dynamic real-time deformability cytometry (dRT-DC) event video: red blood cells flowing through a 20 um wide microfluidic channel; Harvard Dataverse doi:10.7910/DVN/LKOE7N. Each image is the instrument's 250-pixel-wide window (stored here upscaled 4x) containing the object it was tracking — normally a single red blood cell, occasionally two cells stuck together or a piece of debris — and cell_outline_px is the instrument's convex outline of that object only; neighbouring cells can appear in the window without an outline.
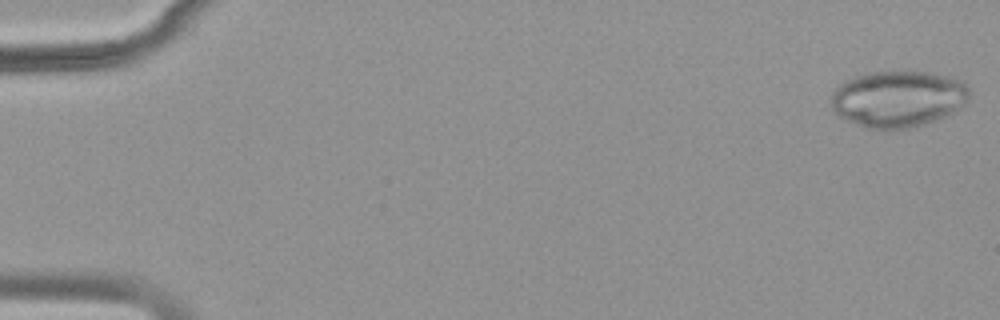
{"species": "common noctule bat (a hibernating species)", "species_latin": "Nyctalus noctula", "temperature_condition": "warm", "stored_images_in_passage": 51, "camera_frame_rate_fps": 3000, "um_per_image_px": 0.085, "animal": {"sex": "female", "body_mass_g": 18.4}, "frame": {"image": 1, "passage_image": 1, "time_ms": 0.0, "image_size_px": [1000, 320], "cell_outline_px": [[968, 96], [964, 104], [960, 108], [936, 120], [912, 128], [868, 128], [856, 124], [840, 116], [832, 108], [832, 92], [844, 80], [868, 72], [904, 68], [908, 68], [932, 72], [964, 80], [968, 88]], "centroid_in_image_um": [76.36, 8.33], "position_along_channel_um": 8.6, "area_um2": 46.24}}
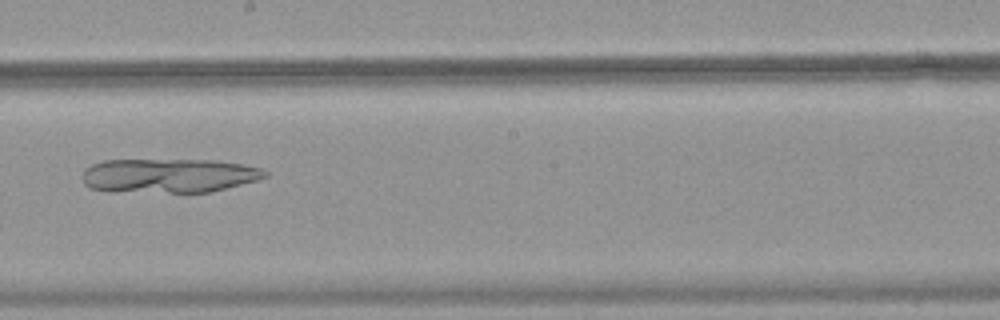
{"frame": {"image": 2, "passage_image": 30, "time_ms": 9.667, "image_size_px": [1000, 320], "cell_outline_px": [[268, 176], [256, 180], [208, 192], [116, 192], [88, 188], [84, 184], [84, 168], [92, 164], [104, 160], [216, 160], [244, 164], [260, 168], [268, 172]], "centroid_in_image_um": [14.32, 14.92], "position_along_channel_um": 233.9, "area_um2": 36.47}}